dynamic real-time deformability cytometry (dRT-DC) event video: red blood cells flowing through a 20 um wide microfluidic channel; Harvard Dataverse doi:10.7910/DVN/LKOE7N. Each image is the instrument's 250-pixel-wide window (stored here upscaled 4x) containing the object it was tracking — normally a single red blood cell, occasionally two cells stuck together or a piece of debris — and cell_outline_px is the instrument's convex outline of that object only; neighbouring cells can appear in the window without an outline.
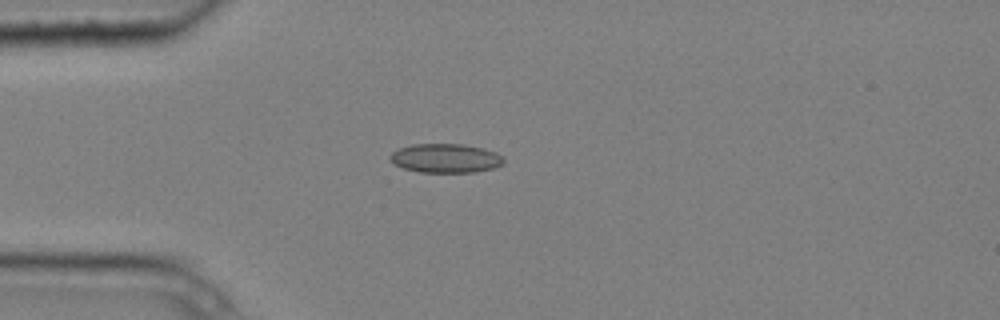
{"species": "common noctule bat (a hibernating species)", "species_latin": "Nyctalus noctula", "temperature_condition": "cold", "stored_images_in_passage": 3, "camera_frame_rate_fps": 3000, "um_per_image_px": 0.085, "animal": {"sex": "male", "body_mass_g": 20.4}, "frame": {"image": 1, "passage_image": 3, "time_ms": 0.667, "image_size_px": [1000, 320], "cell_outline_px": [[504, 160], [496, 168], [472, 172], [420, 172], [404, 168], [396, 164], [388, 156], [392, 152], [400, 148], [412, 144], [460, 144], [484, 148], [496, 152]], "centroid_in_image_um": [37.87, 13.44], "position_along_channel_um": 47.1, "area_um2": 19.02}}